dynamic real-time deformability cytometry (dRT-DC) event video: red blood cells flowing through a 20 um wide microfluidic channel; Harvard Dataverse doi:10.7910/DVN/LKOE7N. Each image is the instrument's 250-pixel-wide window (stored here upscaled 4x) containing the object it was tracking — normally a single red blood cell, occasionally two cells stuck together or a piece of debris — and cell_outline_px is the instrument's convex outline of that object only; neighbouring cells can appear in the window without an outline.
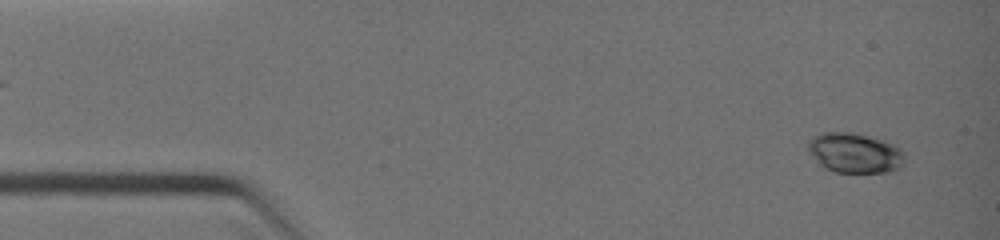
{"species": "common noctule bat (a hibernating species)", "species_latin": "Nyctalus noctula", "temperature_condition": "warm", "stored_images_in_passage": 24, "camera_frame_rate_fps": 3000, "um_per_image_px": 0.085, "animal": {"sex": "female", "body_mass_g": 19.0, "forearm_length_mm": 51.5}, "frame": {"image": 1, "passage_image": 2, "time_ms": 0.333, "image_size_px": [1000, 240], "cell_outline_px": [[904, 160], [900, 168], [892, 172], [836, 172], [824, 168], [816, 160], [808, 148], [808, 140], [824, 132], [852, 132], [884, 140], [900, 148], [904, 156]], "centroid_in_image_um": [72.68, 13.0], "position_along_channel_um": 12.3, "area_um2": 22.37}}
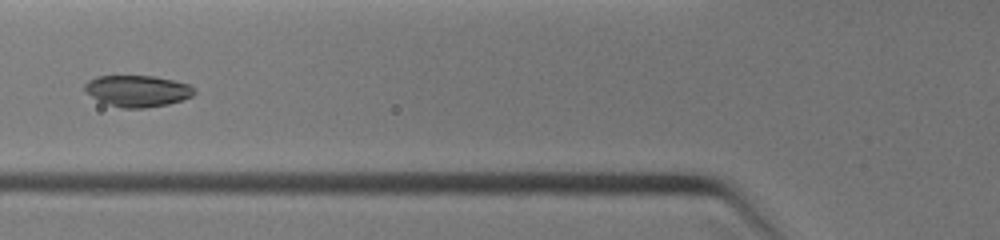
{"frame": {"image": 2, "passage_image": 16, "time_ms": 4.333, "image_size_px": [1000, 240], "cell_outline_px": [[196, 92], [192, 96], [168, 104], [144, 108], [120, 108], [100, 100], [92, 96], [84, 88], [84, 84], [88, 80], [96, 76], [156, 76], [192, 84], [196, 88]], "centroid_in_image_um": [11.75, 7.71], "position_along_channel_um": 114.1, "area_um2": 20.06}}
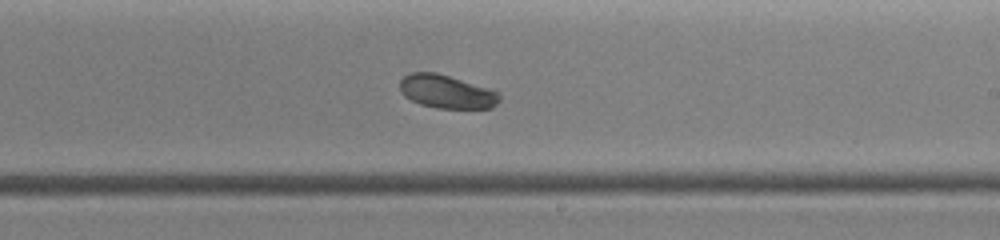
{"frame": {"image": 3, "passage_image": 24, "time_ms": 7.0, "image_size_px": [1000, 240], "cell_outline_px": [[500, 100], [492, 108], [436, 108], [420, 104], [404, 96], [400, 92], [400, 80], [408, 72], [436, 72], [496, 88], [500, 92]], "centroid_in_image_um": [38.02, 7.77], "position_along_channel_um": 251.0, "area_um2": 20.0}}